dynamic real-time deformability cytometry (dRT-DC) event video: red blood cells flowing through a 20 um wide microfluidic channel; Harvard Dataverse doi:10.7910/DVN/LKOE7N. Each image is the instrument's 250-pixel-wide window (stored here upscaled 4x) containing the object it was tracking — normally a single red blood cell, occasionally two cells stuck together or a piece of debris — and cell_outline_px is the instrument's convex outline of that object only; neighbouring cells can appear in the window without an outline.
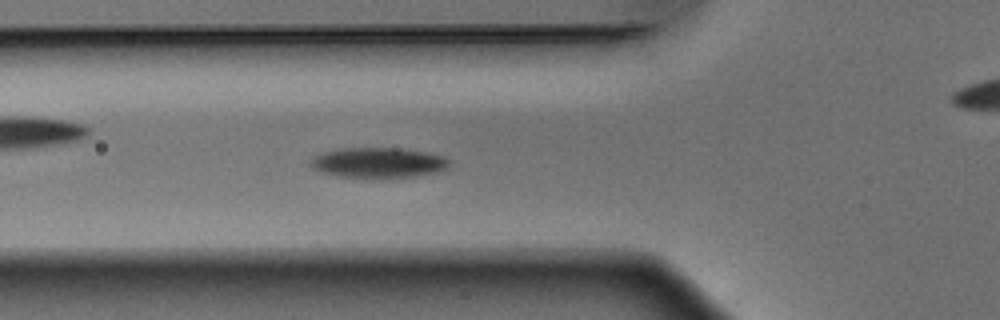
{"species": "Egyptian fruit bat (a non-hibernating species)", "species_latin": "Rousettus aegyptiacus", "temperature_condition": "warm", "stored_images_in_passage": 52, "camera_frame_rate_fps": 3000, "um_per_image_px": 0.085, "animal": {"sex": "male"}, "frame": {"image": 1, "passage_image": 18, "time_ms": 5.667, "image_size_px": [1000, 320], "cell_outline_px": [[452, 160], [448, 168], [440, 172], [416, 176], [384, 180], [372, 180], [336, 176], [320, 172], [312, 168], [308, 164], [312, 156], [324, 152], [344, 148], [400, 148], [428, 152], [444, 156]], "centroid_in_image_um": [32.18, 13.87], "position_along_channel_um": 93.6, "area_um2": 25.72}}
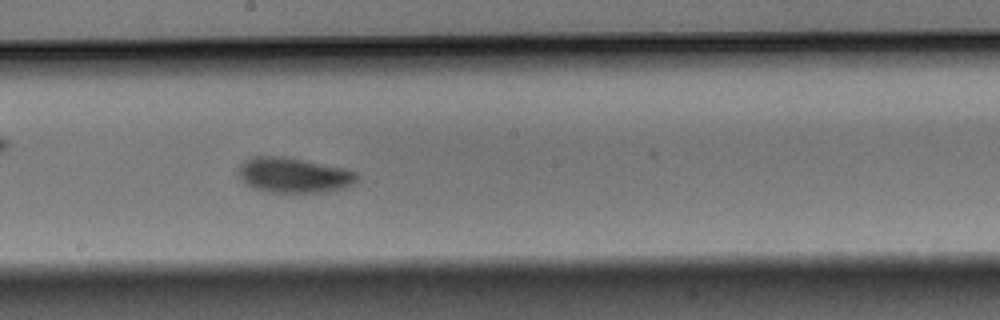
{"frame": {"image": 2, "passage_image": 28, "time_ms": 9.0, "image_size_px": [1000, 320], "cell_outline_px": [[360, 176], [352, 184], [344, 188], [324, 192], [268, 192], [252, 188], [240, 176], [240, 164], [244, 160], [252, 156], [284, 156], [344, 168], [356, 172]], "centroid_in_image_um": [24.98, 14.88], "position_along_channel_um": 223.2, "area_um2": 24.16}}
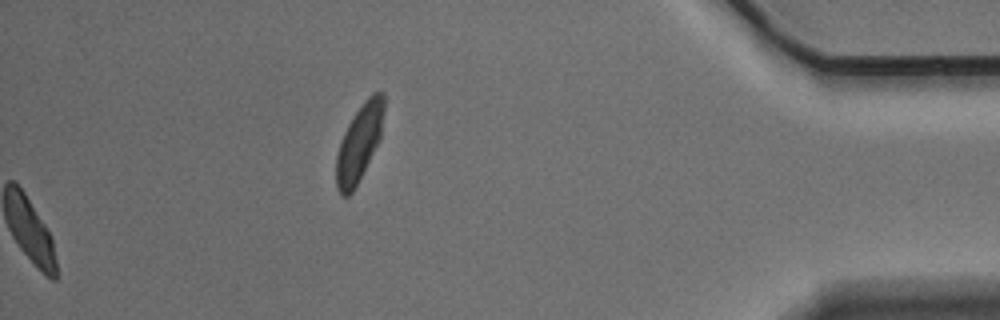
{"frame": {"image": 3, "passage_image": 52, "time_ms": 17.0, "image_size_px": [1000, 320], "cell_outline_px": [[384, 108], [380, 140], [352, 192], [348, 196], [340, 196], [336, 188], [336, 156], [344, 132], [348, 124], [364, 100], [372, 92], [384, 92]], "centroid_in_image_um": [30.53, 12.14], "position_along_channel_um": 404.7, "area_um2": 21.15}, "authors_computed_cell_mechanics": {"area_um2": 22.6287, "velocity_mm_per_s": 3.8757, "shape_relaxation_time_tau1_ms": 1.974, "shape_relaxation_time_tau2_ms": 5.5411, "deformation_change_tau1": 0.1124, "deformation_change_tau2": 0.1088}}